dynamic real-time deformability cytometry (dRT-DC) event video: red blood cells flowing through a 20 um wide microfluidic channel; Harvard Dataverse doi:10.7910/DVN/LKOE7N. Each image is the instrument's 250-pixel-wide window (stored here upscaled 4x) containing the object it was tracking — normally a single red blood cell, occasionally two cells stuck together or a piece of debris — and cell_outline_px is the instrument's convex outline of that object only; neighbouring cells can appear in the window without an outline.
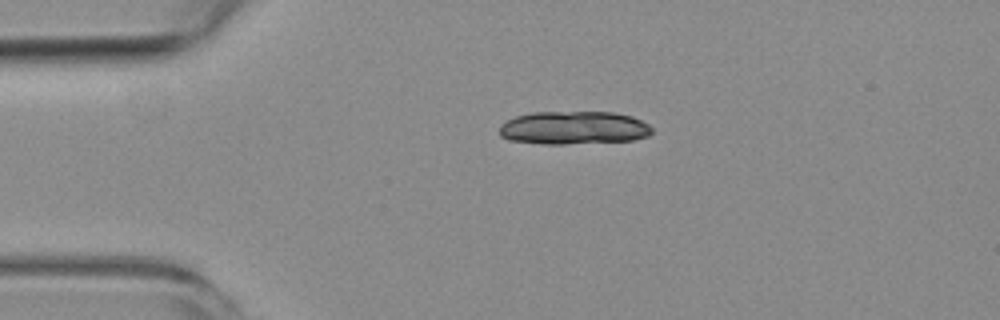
{"species": "common noctule bat (a hibernating species)", "species_latin": "Nyctalus noctula", "temperature_condition": "room temperature", "stored_images_in_passage": 2, "camera_frame_rate_fps": 3000, "um_per_image_px": 0.085, "animal": {"sex": "female", "body_mass_g": 19.3, "forearm_length_mm": 54.1}, "frame": {"image": 1, "passage_image": 1, "time_ms": 0.0, "image_size_px": [1000, 320], "cell_outline_px": [[652, 132], [648, 136], [632, 140], [564, 144], [544, 144], [508, 140], [500, 136], [500, 124], [516, 116], [532, 112], [616, 112], [632, 116], [648, 124], [652, 128]], "centroid_in_image_um": [48.76, 10.86], "position_along_channel_um": 36.2, "area_um2": 29.59}}